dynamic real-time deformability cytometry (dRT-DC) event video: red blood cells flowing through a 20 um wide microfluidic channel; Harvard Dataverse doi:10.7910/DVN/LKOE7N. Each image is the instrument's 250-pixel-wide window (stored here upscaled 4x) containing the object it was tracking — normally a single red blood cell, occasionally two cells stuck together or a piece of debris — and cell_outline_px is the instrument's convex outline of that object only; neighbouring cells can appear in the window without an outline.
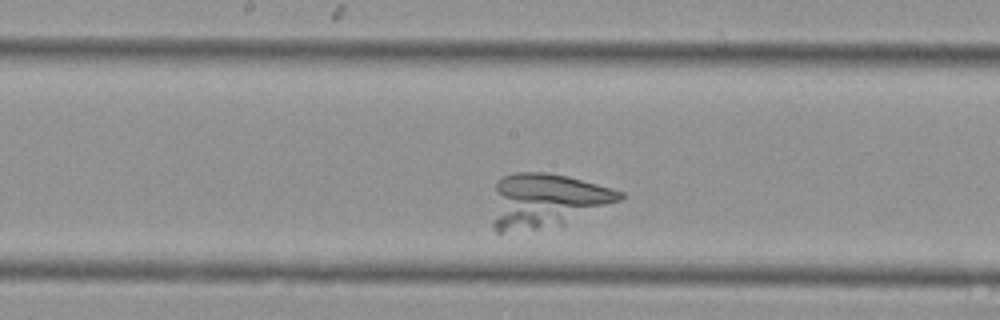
{"species": "Egyptian fruit bat (a non-hibernating species)", "species_latin": "Rousettus aegyptiacus", "temperature_condition": "cold", "stored_images_in_passage": 36, "camera_frame_rate_fps": 3000, "um_per_image_px": 0.085, "animal": {"sex": "female"}, "frame": {"image": 1, "passage_image": 15, "time_ms": 4.667, "image_size_px": [1000, 320], "cell_outline_px": [[624, 196], [620, 200], [564, 224], [536, 228], [500, 232], [496, 232], [492, 228], [492, 224], [496, 180], [500, 176], [516, 172], [544, 172], [568, 176], [612, 188], [624, 192]], "centroid_in_image_um": [46.4, 17.02], "position_along_channel_um": 201.8, "area_um2": 40.0}}
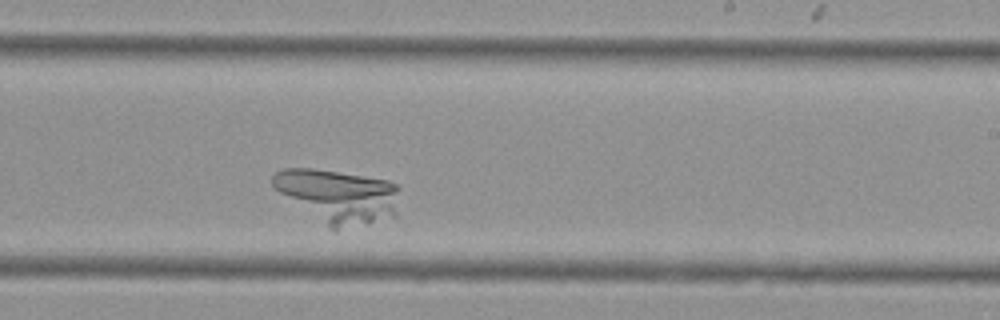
{"frame": {"image": 2, "passage_image": 19, "time_ms": 6.0, "image_size_px": [1000, 320], "cell_outline_px": [[400, 188], [396, 216], [368, 224], [336, 232], [332, 232], [280, 192], [272, 184], [272, 176], [276, 172], [284, 168], [312, 168], [388, 180], [396, 184]], "centroid_in_image_um": [28.79, 16.71], "position_along_channel_um": 260.2, "area_um2": 40.0}}
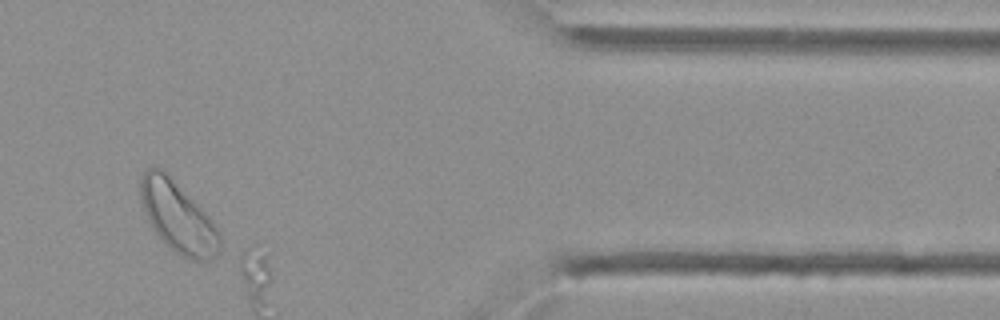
{"frame": {"image": 3, "passage_image": 30, "time_ms": 9.667, "image_size_px": [1000, 320], "cell_outline_px": [[220, 248], [216, 256], [212, 260], [192, 260], [180, 256], [168, 248], [152, 228], [144, 208], [140, 196], [140, 176], [152, 164], [164, 168], [168, 172], [208, 216], [216, 228], [220, 236]], "centroid_in_image_um": [15.09, 18.42], "position_along_channel_um": 396.3, "area_um2": 32.83}}